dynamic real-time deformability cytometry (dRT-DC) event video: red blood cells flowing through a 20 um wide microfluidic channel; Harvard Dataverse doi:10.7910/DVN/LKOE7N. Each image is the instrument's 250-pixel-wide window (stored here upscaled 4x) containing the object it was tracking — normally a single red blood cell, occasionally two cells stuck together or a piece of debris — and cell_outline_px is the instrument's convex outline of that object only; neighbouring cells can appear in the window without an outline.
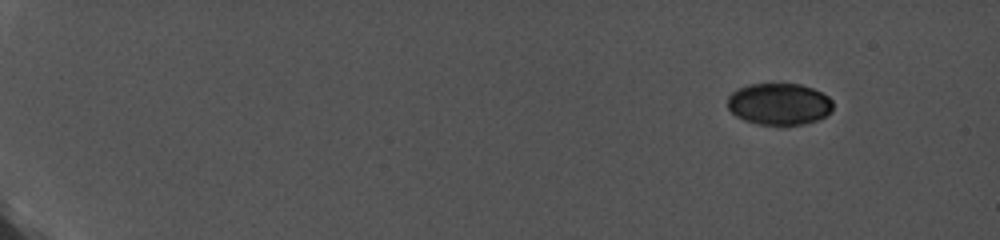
{"species": "common noctule bat (a hibernating species)", "species_latin": "Nyctalus noctula", "temperature_condition": "cold", "stored_images_in_passage": 15, "camera_frame_rate_fps": 5000, "um_per_image_px": 0.085, "animal": {"sex": "female", "body_mass_g": 19.0, "forearm_length_mm": 56.7}, "frame": {"image": 1, "passage_image": 2, "time_ms": 0.2, "image_size_px": [1000, 240], "cell_outline_px": [[832, 112], [816, 120], [804, 124], [756, 124], [744, 120], [736, 116], [728, 108], [728, 96], [732, 92], [748, 84], [800, 84], [812, 88], [828, 96], [832, 100]], "centroid_in_image_um": [66.22, 8.84], "position_along_channel_um": 18.8, "area_um2": 25.49}}
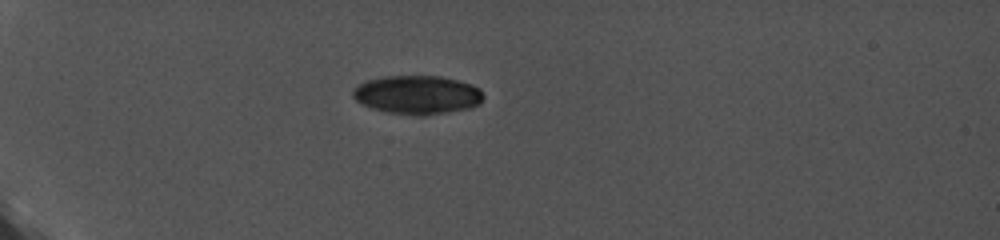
{"frame": {"image": 2, "passage_image": 11, "time_ms": 2.0, "image_size_px": [1000, 240], "cell_outline_px": [[484, 96], [480, 104], [472, 108], [424, 116], [412, 116], [384, 112], [360, 104], [352, 96], [352, 88], [368, 80], [384, 76], [440, 76], [472, 84], [480, 88]], "centroid_in_image_um": [35.47, 8.08], "position_along_channel_um": 49.5, "area_um2": 29.88}}